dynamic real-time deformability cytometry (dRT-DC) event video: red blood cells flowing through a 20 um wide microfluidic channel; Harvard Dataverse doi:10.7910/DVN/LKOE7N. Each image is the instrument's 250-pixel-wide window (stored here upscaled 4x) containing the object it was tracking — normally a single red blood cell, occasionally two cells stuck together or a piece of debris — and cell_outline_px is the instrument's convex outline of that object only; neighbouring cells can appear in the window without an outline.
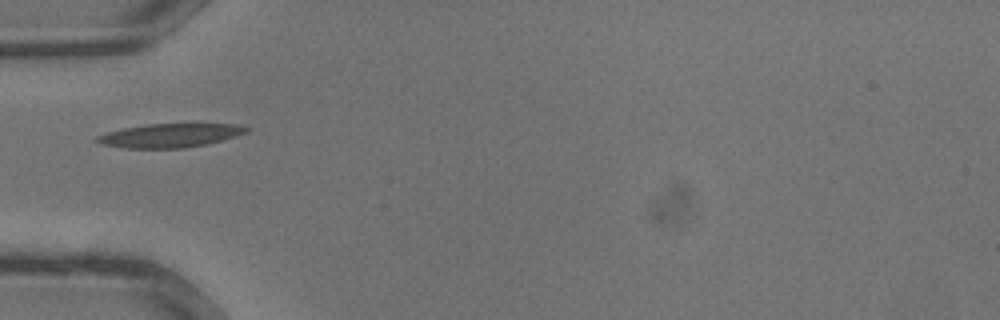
{"species": "common noctule bat (a hibernating species)", "species_latin": "Nyctalus noctula", "temperature_condition": "warm", "stored_images_in_passage": 18, "camera_frame_rate_fps": 3000, "um_per_image_px": 0.085, "animal": {"sex": "male", "body_mass_g": 13.3}, "frame": {"image": 1, "passage_image": 1, "time_ms": 0.0, "image_size_px": [1000, 320], "cell_outline_px": [[252, 128], [248, 132], [236, 136], [208, 144], [184, 148], [124, 148], [100, 144], [92, 140], [96, 136], [108, 132], [124, 128], [148, 124], [236, 124]], "centroid_in_image_um": [14.44, 11.52], "position_along_channel_um": 70.6, "area_um2": 20.81}}
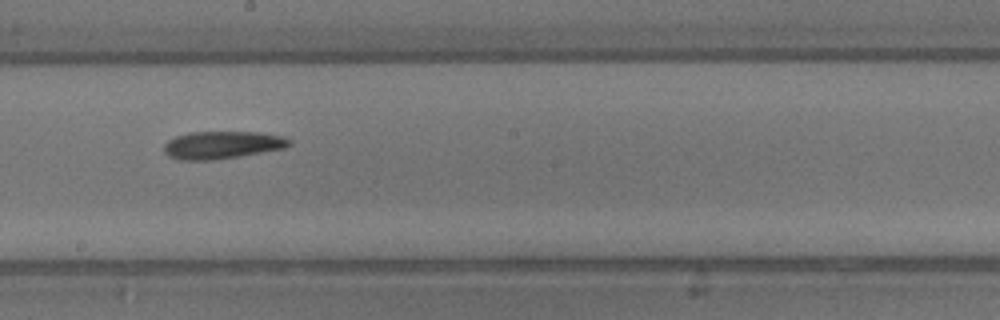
{"frame": {"image": 2, "passage_image": 9, "time_ms": 2.667, "image_size_px": [1000, 320], "cell_outline_px": [[292, 144], [284, 148], [240, 156], [212, 160], [180, 160], [168, 156], [164, 152], [164, 144], [168, 140], [176, 136], [188, 132], [260, 132], [284, 136], [292, 140]], "centroid_in_image_um": [18.89, 12.31], "position_along_channel_um": 229.3, "area_um2": 20.29}}
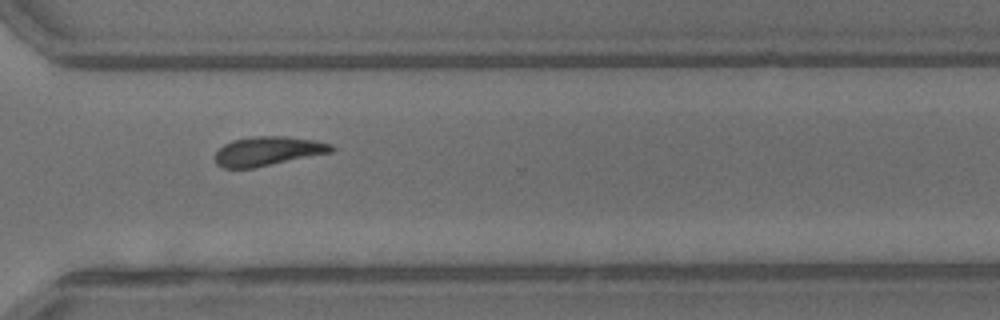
{"frame": {"image": 3, "passage_image": 15, "time_ms": 4.667, "image_size_px": [1000, 320], "cell_outline_px": [[336, 148], [332, 152], [256, 168], [224, 168], [216, 164], [216, 152], [224, 144], [232, 140], [252, 136], [284, 136], [316, 140], [332, 144]], "centroid_in_image_um": [22.8, 12.84], "position_along_channel_um": 347.8, "area_um2": 19.94}}